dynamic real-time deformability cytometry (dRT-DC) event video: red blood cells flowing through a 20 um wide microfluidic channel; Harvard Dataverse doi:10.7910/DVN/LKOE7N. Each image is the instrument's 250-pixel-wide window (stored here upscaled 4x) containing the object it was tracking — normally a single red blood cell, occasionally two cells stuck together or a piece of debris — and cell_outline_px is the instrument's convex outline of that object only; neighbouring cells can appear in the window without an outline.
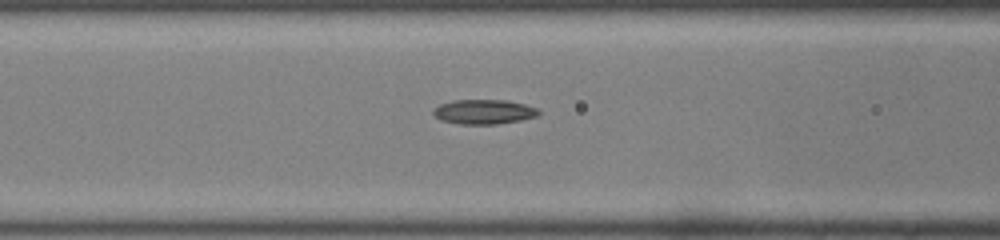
{"species": "common noctule bat (a hibernating species)", "species_latin": "Nyctalus noctula", "temperature_condition": "room temperature", "stored_images_in_passage": 12, "camera_frame_rate_fps": 3000, "um_per_image_px": 0.085, "animal": {"sex": "male", "body_mass_g": 19.0, "forearm_length_mm": 50.8}, "frame": {"image": 1, "passage_image": 10, "time_ms": 3.0, "image_size_px": [1000, 240], "cell_outline_px": [[540, 116], [520, 120], [496, 124], [460, 124], [440, 120], [432, 112], [432, 108], [440, 104], [452, 100], [508, 100], [540, 108]], "centroid_in_image_um": [41.15, 9.5], "position_along_channel_um": 125.4, "area_um2": 15.32}}